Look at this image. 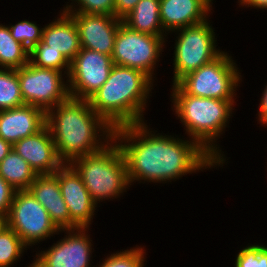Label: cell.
<instances>
[{
	"instance_id": "obj_1",
	"label": "cell",
	"mask_w": 267,
	"mask_h": 267,
	"mask_svg": "<svg viewBox=\"0 0 267 267\" xmlns=\"http://www.w3.org/2000/svg\"><path fill=\"white\" fill-rule=\"evenodd\" d=\"M147 124L145 121L114 129L113 139L125 159L130 185L167 184L188 174L223 168L197 141L159 133Z\"/></svg>"
},
{
	"instance_id": "obj_2",
	"label": "cell",
	"mask_w": 267,
	"mask_h": 267,
	"mask_svg": "<svg viewBox=\"0 0 267 267\" xmlns=\"http://www.w3.org/2000/svg\"><path fill=\"white\" fill-rule=\"evenodd\" d=\"M46 125L64 163L96 153L113 140L114 129L91 108L88 100L69 97L46 112Z\"/></svg>"
},
{
	"instance_id": "obj_3",
	"label": "cell",
	"mask_w": 267,
	"mask_h": 267,
	"mask_svg": "<svg viewBox=\"0 0 267 267\" xmlns=\"http://www.w3.org/2000/svg\"><path fill=\"white\" fill-rule=\"evenodd\" d=\"M154 85L157 86L140 70L113 65L109 78L88 101L113 129L145 122Z\"/></svg>"
},
{
	"instance_id": "obj_4",
	"label": "cell",
	"mask_w": 267,
	"mask_h": 267,
	"mask_svg": "<svg viewBox=\"0 0 267 267\" xmlns=\"http://www.w3.org/2000/svg\"><path fill=\"white\" fill-rule=\"evenodd\" d=\"M170 89L171 109L184 126L187 138L197 141L222 166L227 165L229 157L217 140L224 135L226 127H230L236 101L192 96L177 83Z\"/></svg>"
},
{
	"instance_id": "obj_5",
	"label": "cell",
	"mask_w": 267,
	"mask_h": 267,
	"mask_svg": "<svg viewBox=\"0 0 267 267\" xmlns=\"http://www.w3.org/2000/svg\"><path fill=\"white\" fill-rule=\"evenodd\" d=\"M69 164L80 175L91 199L99 207L105 200L123 197L132 187L125 159L114 139L102 150L74 158Z\"/></svg>"
},
{
	"instance_id": "obj_6",
	"label": "cell",
	"mask_w": 267,
	"mask_h": 267,
	"mask_svg": "<svg viewBox=\"0 0 267 267\" xmlns=\"http://www.w3.org/2000/svg\"><path fill=\"white\" fill-rule=\"evenodd\" d=\"M231 55L223 51L212 62L186 74L177 84L192 96L236 100L243 76Z\"/></svg>"
},
{
	"instance_id": "obj_7",
	"label": "cell",
	"mask_w": 267,
	"mask_h": 267,
	"mask_svg": "<svg viewBox=\"0 0 267 267\" xmlns=\"http://www.w3.org/2000/svg\"><path fill=\"white\" fill-rule=\"evenodd\" d=\"M211 21V22H210ZM212 20L187 26L171 32L174 33L173 78L171 84H176L189 72L197 70L216 59L222 52L218 46L217 36L212 26ZM217 44V45H216ZM218 46V48H217Z\"/></svg>"
},
{
	"instance_id": "obj_8",
	"label": "cell",
	"mask_w": 267,
	"mask_h": 267,
	"mask_svg": "<svg viewBox=\"0 0 267 267\" xmlns=\"http://www.w3.org/2000/svg\"><path fill=\"white\" fill-rule=\"evenodd\" d=\"M166 39L135 31L122 22L115 37L112 61L114 65L142 71L155 83V68L161 65Z\"/></svg>"
},
{
	"instance_id": "obj_9",
	"label": "cell",
	"mask_w": 267,
	"mask_h": 267,
	"mask_svg": "<svg viewBox=\"0 0 267 267\" xmlns=\"http://www.w3.org/2000/svg\"><path fill=\"white\" fill-rule=\"evenodd\" d=\"M5 221L28 249L62 234L51 221L47 210L28 190L16 191Z\"/></svg>"
},
{
	"instance_id": "obj_10",
	"label": "cell",
	"mask_w": 267,
	"mask_h": 267,
	"mask_svg": "<svg viewBox=\"0 0 267 267\" xmlns=\"http://www.w3.org/2000/svg\"><path fill=\"white\" fill-rule=\"evenodd\" d=\"M17 75L24 104L47 112L70 97L68 76L62 71L39 68L28 62L17 69Z\"/></svg>"
},
{
	"instance_id": "obj_11",
	"label": "cell",
	"mask_w": 267,
	"mask_h": 267,
	"mask_svg": "<svg viewBox=\"0 0 267 267\" xmlns=\"http://www.w3.org/2000/svg\"><path fill=\"white\" fill-rule=\"evenodd\" d=\"M90 228L60 229L61 239L44 250L36 252L33 261L38 267H95L92 263L94 243ZM92 262V263H91Z\"/></svg>"
},
{
	"instance_id": "obj_12",
	"label": "cell",
	"mask_w": 267,
	"mask_h": 267,
	"mask_svg": "<svg viewBox=\"0 0 267 267\" xmlns=\"http://www.w3.org/2000/svg\"><path fill=\"white\" fill-rule=\"evenodd\" d=\"M113 65L111 56L81 48L70 62V97L88 100L109 78Z\"/></svg>"
},
{
	"instance_id": "obj_13",
	"label": "cell",
	"mask_w": 267,
	"mask_h": 267,
	"mask_svg": "<svg viewBox=\"0 0 267 267\" xmlns=\"http://www.w3.org/2000/svg\"><path fill=\"white\" fill-rule=\"evenodd\" d=\"M58 181L71 217V229L90 228L99 205L91 199L80 175L69 163H64L58 169Z\"/></svg>"
},
{
	"instance_id": "obj_14",
	"label": "cell",
	"mask_w": 267,
	"mask_h": 267,
	"mask_svg": "<svg viewBox=\"0 0 267 267\" xmlns=\"http://www.w3.org/2000/svg\"><path fill=\"white\" fill-rule=\"evenodd\" d=\"M78 28L81 48L112 56L121 19L104 14L68 13Z\"/></svg>"
},
{
	"instance_id": "obj_15",
	"label": "cell",
	"mask_w": 267,
	"mask_h": 267,
	"mask_svg": "<svg viewBox=\"0 0 267 267\" xmlns=\"http://www.w3.org/2000/svg\"><path fill=\"white\" fill-rule=\"evenodd\" d=\"M37 175L53 174L64 162L58 157L50 129L45 125L37 133L12 145Z\"/></svg>"
},
{
	"instance_id": "obj_16",
	"label": "cell",
	"mask_w": 267,
	"mask_h": 267,
	"mask_svg": "<svg viewBox=\"0 0 267 267\" xmlns=\"http://www.w3.org/2000/svg\"><path fill=\"white\" fill-rule=\"evenodd\" d=\"M213 0H160V21L169 33L211 19ZM210 17V18H209Z\"/></svg>"
},
{
	"instance_id": "obj_17",
	"label": "cell",
	"mask_w": 267,
	"mask_h": 267,
	"mask_svg": "<svg viewBox=\"0 0 267 267\" xmlns=\"http://www.w3.org/2000/svg\"><path fill=\"white\" fill-rule=\"evenodd\" d=\"M46 125V112L40 107L22 105L0 111V138L12 145L40 131Z\"/></svg>"
},
{
	"instance_id": "obj_18",
	"label": "cell",
	"mask_w": 267,
	"mask_h": 267,
	"mask_svg": "<svg viewBox=\"0 0 267 267\" xmlns=\"http://www.w3.org/2000/svg\"><path fill=\"white\" fill-rule=\"evenodd\" d=\"M28 191L47 210L59 230L71 229V217L59 187L58 170L53 174L38 175Z\"/></svg>"
},
{
	"instance_id": "obj_19",
	"label": "cell",
	"mask_w": 267,
	"mask_h": 267,
	"mask_svg": "<svg viewBox=\"0 0 267 267\" xmlns=\"http://www.w3.org/2000/svg\"><path fill=\"white\" fill-rule=\"evenodd\" d=\"M54 18L44 25L41 41L71 62L81 49L78 28L74 19L61 8Z\"/></svg>"
},
{
	"instance_id": "obj_20",
	"label": "cell",
	"mask_w": 267,
	"mask_h": 267,
	"mask_svg": "<svg viewBox=\"0 0 267 267\" xmlns=\"http://www.w3.org/2000/svg\"><path fill=\"white\" fill-rule=\"evenodd\" d=\"M122 21L135 31L169 38L160 21V0H140Z\"/></svg>"
},
{
	"instance_id": "obj_21",
	"label": "cell",
	"mask_w": 267,
	"mask_h": 267,
	"mask_svg": "<svg viewBox=\"0 0 267 267\" xmlns=\"http://www.w3.org/2000/svg\"><path fill=\"white\" fill-rule=\"evenodd\" d=\"M0 176L16 191L28 190L38 176L15 150H11L0 162Z\"/></svg>"
},
{
	"instance_id": "obj_22",
	"label": "cell",
	"mask_w": 267,
	"mask_h": 267,
	"mask_svg": "<svg viewBox=\"0 0 267 267\" xmlns=\"http://www.w3.org/2000/svg\"><path fill=\"white\" fill-rule=\"evenodd\" d=\"M29 50L16 41L8 25L0 23V68L19 69L29 62Z\"/></svg>"
},
{
	"instance_id": "obj_23",
	"label": "cell",
	"mask_w": 267,
	"mask_h": 267,
	"mask_svg": "<svg viewBox=\"0 0 267 267\" xmlns=\"http://www.w3.org/2000/svg\"><path fill=\"white\" fill-rule=\"evenodd\" d=\"M27 248L18 234L5 225L0 230V267L16 266Z\"/></svg>"
},
{
	"instance_id": "obj_24",
	"label": "cell",
	"mask_w": 267,
	"mask_h": 267,
	"mask_svg": "<svg viewBox=\"0 0 267 267\" xmlns=\"http://www.w3.org/2000/svg\"><path fill=\"white\" fill-rule=\"evenodd\" d=\"M22 105L25 104L20 92L17 69L0 68V111Z\"/></svg>"
},
{
	"instance_id": "obj_25",
	"label": "cell",
	"mask_w": 267,
	"mask_h": 267,
	"mask_svg": "<svg viewBox=\"0 0 267 267\" xmlns=\"http://www.w3.org/2000/svg\"><path fill=\"white\" fill-rule=\"evenodd\" d=\"M29 62L39 68L55 69L64 72L67 76L70 71V62L60 51L50 49V46L40 41L29 52Z\"/></svg>"
},
{
	"instance_id": "obj_26",
	"label": "cell",
	"mask_w": 267,
	"mask_h": 267,
	"mask_svg": "<svg viewBox=\"0 0 267 267\" xmlns=\"http://www.w3.org/2000/svg\"><path fill=\"white\" fill-rule=\"evenodd\" d=\"M146 249L136 245L126 250H120L101 258L95 267H144L146 266ZM105 258V259H104ZM146 261V262H145Z\"/></svg>"
},
{
	"instance_id": "obj_27",
	"label": "cell",
	"mask_w": 267,
	"mask_h": 267,
	"mask_svg": "<svg viewBox=\"0 0 267 267\" xmlns=\"http://www.w3.org/2000/svg\"><path fill=\"white\" fill-rule=\"evenodd\" d=\"M12 37L23 44L29 51L32 50L41 40L43 27L37 24L36 21L24 19L15 24H7Z\"/></svg>"
},
{
	"instance_id": "obj_28",
	"label": "cell",
	"mask_w": 267,
	"mask_h": 267,
	"mask_svg": "<svg viewBox=\"0 0 267 267\" xmlns=\"http://www.w3.org/2000/svg\"><path fill=\"white\" fill-rule=\"evenodd\" d=\"M68 1L69 2H67L62 7V9L66 13H88V14H104V15L115 16L114 0H68Z\"/></svg>"
},
{
	"instance_id": "obj_29",
	"label": "cell",
	"mask_w": 267,
	"mask_h": 267,
	"mask_svg": "<svg viewBox=\"0 0 267 267\" xmlns=\"http://www.w3.org/2000/svg\"><path fill=\"white\" fill-rule=\"evenodd\" d=\"M238 250L234 267H267V245L247 244Z\"/></svg>"
},
{
	"instance_id": "obj_30",
	"label": "cell",
	"mask_w": 267,
	"mask_h": 267,
	"mask_svg": "<svg viewBox=\"0 0 267 267\" xmlns=\"http://www.w3.org/2000/svg\"><path fill=\"white\" fill-rule=\"evenodd\" d=\"M15 193L16 190L0 176V218L8 216Z\"/></svg>"
},
{
	"instance_id": "obj_31",
	"label": "cell",
	"mask_w": 267,
	"mask_h": 267,
	"mask_svg": "<svg viewBox=\"0 0 267 267\" xmlns=\"http://www.w3.org/2000/svg\"><path fill=\"white\" fill-rule=\"evenodd\" d=\"M140 0H114L115 17L123 19L127 16Z\"/></svg>"
},
{
	"instance_id": "obj_32",
	"label": "cell",
	"mask_w": 267,
	"mask_h": 267,
	"mask_svg": "<svg viewBox=\"0 0 267 267\" xmlns=\"http://www.w3.org/2000/svg\"><path fill=\"white\" fill-rule=\"evenodd\" d=\"M264 86L265 87H263L264 89L261 93L262 96L259 99L260 103L258 105V111L256 114L258 116L256 118L258 119L257 123L260 124V126L267 128V84Z\"/></svg>"
},
{
	"instance_id": "obj_33",
	"label": "cell",
	"mask_w": 267,
	"mask_h": 267,
	"mask_svg": "<svg viewBox=\"0 0 267 267\" xmlns=\"http://www.w3.org/2000/svg\"><path fill=\"white\" fill-rule=\"evenodd\" d=\"M239 7L256 9V10H267V0H238Z\"/></svg>"
},
{
	"instance_id": "obj_34",
	"label": "cell",
	"mask_w": 267,
	"mask_h": 267,
	"mask_svg": "<svg viewBox=\"0 0 267 267\" xmlns=\"http://www.w3.org/2000/svg\"><path fill=\"white\" fill-rule=\"evenodd\" d=\"M11 150L12 144L0 138V162L8 155Z\"/></svg>"
},
{
	"instance_id": "obj_35",
	"label": "cell",
	"mask_w": 267,
	"mask_h": 267,
	"mask_svg": "<svg viewBox=\"0 0 267 267\" xmlns=\"http://www.w3.org/2000/svg\"><path fill=\"white\" fill-rule=\"evenodd\" d=\"M6 225V221L3 218H0V230Z\"/></svg>"
},
{
	"instance_id": "obj_36",
	"label": "cell",
	"mask_w": 267,
	"mask_h": 267,
	"mask_svg": "<svg viewBox=\"0 0 267 267\" xmlns=\"http://www.w3.org/2000/svg\"><path fill=\"white\" fill-rule=\"evenodd\" d=\"M31 262L32 263L30 265H27L25 267H38L33 260H31Z\"/></svg>"
}]
</instances>
